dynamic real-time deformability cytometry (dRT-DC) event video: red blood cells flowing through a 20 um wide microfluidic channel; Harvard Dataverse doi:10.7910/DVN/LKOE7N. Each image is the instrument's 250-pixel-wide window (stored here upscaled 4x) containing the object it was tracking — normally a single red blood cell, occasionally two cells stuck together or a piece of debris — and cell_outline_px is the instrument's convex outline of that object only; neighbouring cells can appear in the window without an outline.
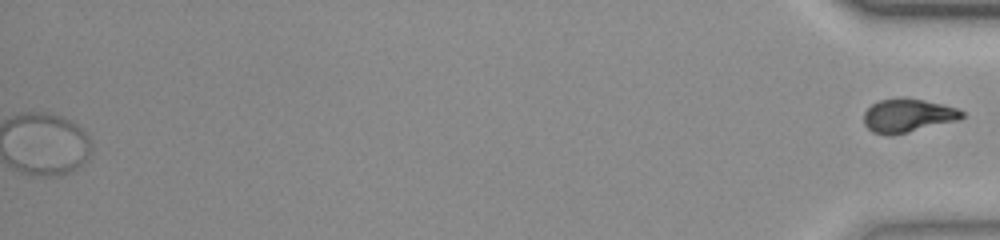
{"species": "common noctule bat (a hibernating species)", "species_latin": "Nyctalus noctula", "temperature_condition": "room temperature", "stored_images_in_passage": 55, "segment_of_instrument_passage": [2, 2], "camera_frame_rate_fps": 3000, "um_per_image_px": 0.085, "animal": {"sex": "female", "body_mass_g": 23.0, "forearm_length_mm": 53.4}, "frame": {"image": 1, "passage_image": 55, "time_ms": 18.0, "image_size_px": [1000, 240], "cell_outline_px": [[964, 116], [956, 120], [908, 132], [888, 136], [872, 132], [864, 124], [864, 112], [872, 104], [880, 100], [896, 96], [924, 100], [944, 104], [956, 108], [964, 112]], "centroid_in_image_um": [77.12, 9.8], "position_along_channel_um": 358.1, "area_um2": 19.19}}